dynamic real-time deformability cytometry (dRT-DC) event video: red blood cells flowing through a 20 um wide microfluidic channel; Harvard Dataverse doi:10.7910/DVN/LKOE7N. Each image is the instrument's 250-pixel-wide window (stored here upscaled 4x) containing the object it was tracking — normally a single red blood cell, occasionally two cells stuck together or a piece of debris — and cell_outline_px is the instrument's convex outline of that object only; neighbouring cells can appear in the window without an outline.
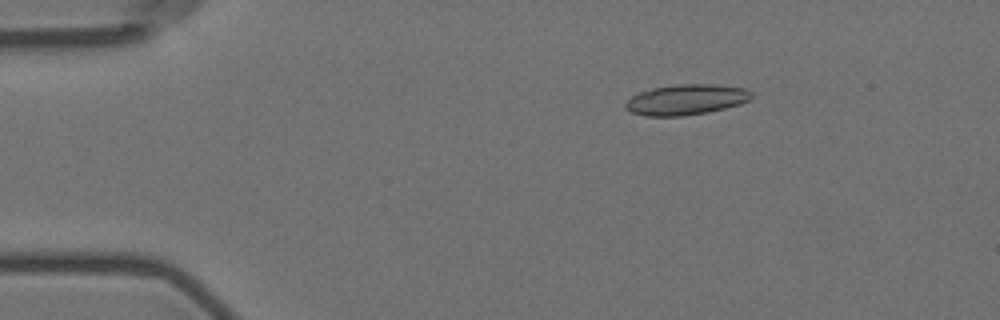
{"species": "Egyptian fruit bat (a non-hibernating species)", "species_latin": "Rousettus aegyptiacus", "temperature_condition": "room temperature", "stored_images_in_passage": 6, "segment_of_instrument_passage": [2, 2], "camera_frame_rate_fps": 3000, "um_per_image_px": 0.085, "animal": {"sex": "female"}, "frame": {"image": 1, "passage_image": 6, "time_ms": 6.667, "image_size_px": [1000, 320], "cell_outline_px": [[752, 100], [740, 104], [708, 112], [680, 116], [644, 116], [632, 112], [624, 108], [624, 104], [632, 96], [640, 92], [652, 88], [676, 84], [716, 84], [744, 88], [752, 92]], "centroid_in_image_um": [58.33, 8.46], "position_along_channel_um": 26.7, "area_um2": 22.48}}